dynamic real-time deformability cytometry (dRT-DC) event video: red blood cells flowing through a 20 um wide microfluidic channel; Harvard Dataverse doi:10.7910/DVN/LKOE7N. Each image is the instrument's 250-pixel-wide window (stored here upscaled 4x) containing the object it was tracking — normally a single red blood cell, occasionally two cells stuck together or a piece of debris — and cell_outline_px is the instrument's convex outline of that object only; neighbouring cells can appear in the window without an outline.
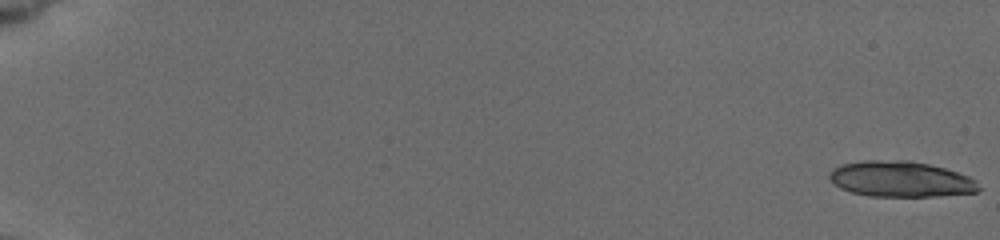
{"species": "common noctule bat (a hibernating species)", "species_latin": "Nyctalus noctula", "temperature_condition": "cold", "stored_images_in_passage": 24, "camera_frame_rate_fps": 3000, "um_per_image_px": 0.085, "animal": {"sex": "female", "body_mass_g": 19.5, "forearm_length_mm": 54.1}, "frame": {"image": 1, "passage_image": 1, "time_ms": 0.0, "image_size_px": [1000, 240], "cell_outline_px": [[980, 192], [940, 196], [868, 196], [852, 192], [840, 188], [828, 176], [828, 172], [832, 168], [840, 164], [864, 160], [908, 160], [928, 164], [944, 168], [968, 176], [976, 180], [980, 188]], "centroid_in_image_um": [76.55, 15.22], "position_along_channel_um": 8.4, "area_um2": 31.21}}
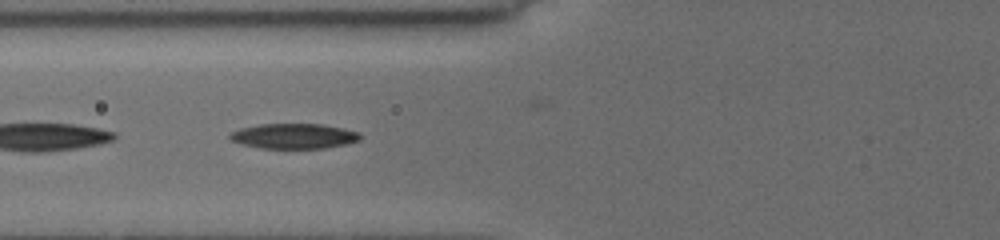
{"frame": {"image": 2, "passage_image": 23, "time_ms": 8.0, "image_size_px": [1000, 240], "cell_outline_px": [[360, 140], [348, 144], [324, 148], [260, 148], [240, 144], [232, 140], [228, 136], [232, 132], [240, 128], [260, 124], [320, 124], [360, 132]], "centroid_in_image_um": [24.97, 11.57], "position_along_channel_um": 100.8, "area_um2": 19.02}}